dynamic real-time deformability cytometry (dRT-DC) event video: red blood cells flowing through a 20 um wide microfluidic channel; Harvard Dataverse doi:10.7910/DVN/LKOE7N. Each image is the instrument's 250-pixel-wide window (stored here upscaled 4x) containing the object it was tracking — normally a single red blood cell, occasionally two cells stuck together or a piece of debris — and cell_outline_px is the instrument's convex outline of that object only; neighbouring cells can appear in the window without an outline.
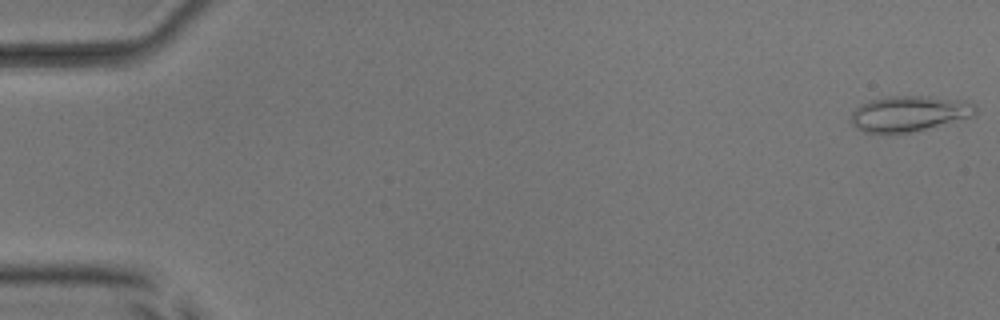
{"species": "common noctule bat (a hibernating species)", "species_latin": "Nyctalus noctula", "temperature_condition": "room temperature", "stored_images_in_passage": 10, "camera_frame_rate_fps": 3000, "um_per_image_px": 0.085, "animal": {"sex": "male", "body_mass_g": 17.9, "forearm_length_mm": 54.2}, "frame": {"image": 1, "passage_image": 1, "time_ms": 0.0, "image_size_px": [1000, 320], "cell_outline_px": [[976, 116], [912, 132], [892, 136], [864, 132], [856, 128], [848, 120], [852, 112], [860, 104], [868, 100], [888, 96], [928, 96], [964, 100], [976, 104]], "centroid_in_image_um": [77.24, 9.68], "position_along_channel_um": 7.8, "area_um2": 26.76}}